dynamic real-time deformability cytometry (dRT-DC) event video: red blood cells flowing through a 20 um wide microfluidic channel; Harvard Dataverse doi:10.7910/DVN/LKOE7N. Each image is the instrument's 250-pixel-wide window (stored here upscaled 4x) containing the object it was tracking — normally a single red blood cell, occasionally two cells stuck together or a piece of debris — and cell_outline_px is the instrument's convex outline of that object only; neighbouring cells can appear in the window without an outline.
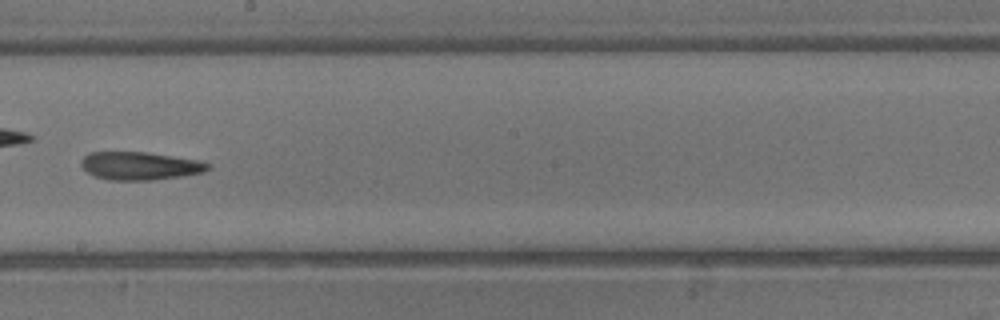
{"species": "common noctule bat (a hibernating species)", "species_latin": "Nyctalus noctula", "temperature_condition": "warm", "stored_images_in_passage": 22, "camera_frame_rate_fps": 3000, "um_per_image_px": 0.085, "animal": {"sex": "male", "body_mass_g": 13.3}, "frame": {"image": 1, "passage_image": 19, "time_ms": 6.0, "image_size_px": [1000, 320], "cell_outline_px": [[212, 164], [204, 172], [180, 176], [152, 180], [108, 180], [96, 176], [88, 172], [80, 164], [80, 160], [88, 152], [148, 152], [196, 160]], "centroid_in_image_um": [11.86, 14.09], "position_along_channel_um": 236.3, "area_um2": 20.58}}